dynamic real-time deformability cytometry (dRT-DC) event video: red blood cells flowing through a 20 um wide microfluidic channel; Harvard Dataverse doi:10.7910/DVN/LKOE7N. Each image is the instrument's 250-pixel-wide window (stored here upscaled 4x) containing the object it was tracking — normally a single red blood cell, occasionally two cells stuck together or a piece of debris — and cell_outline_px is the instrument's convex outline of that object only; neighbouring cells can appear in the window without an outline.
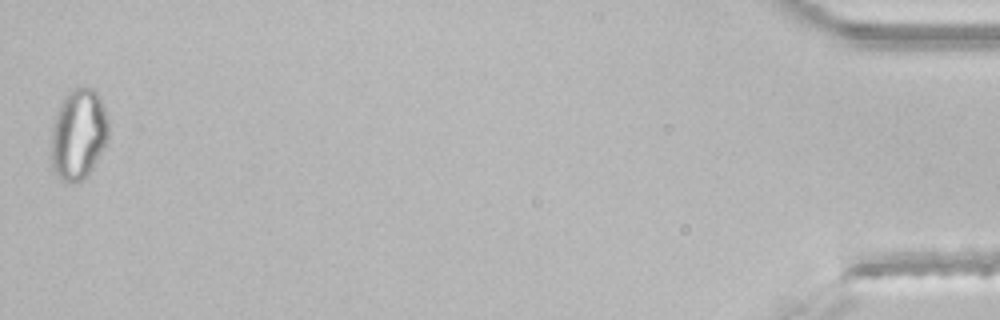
{"species": "common noctule bat (a hibernating species)", "species_latin": "Nyctalus noctula", "temperature_condition": "room temperature", "stored_images_in_passage": 43, "segment_of_instrument_passage": [2, 2], "camera_frame_rate_fps": 3000, "um_per_image_px": 0.085, "animal": {"sex": "male", "body_mass_g": 21.5, "forearm_length_mm": 52.0}, "frame": {"image": 1, "passage_image": 43, "time_ms": 14.0, "image_size_px": [1000, 320], "cell_outline_px": [[108, 140], [92, 168], [80, 180], [72, 184], [60, 180], [52, 164], [52, 124], [60, 104], [64, 96], [76, 84], [88, 84], [96, 88], [100, 96], [108, 120]], "centroid_in_image_um": [6.68, 11.31], "position_along_channel_um": 428.5, "area_um2": 30.69}}